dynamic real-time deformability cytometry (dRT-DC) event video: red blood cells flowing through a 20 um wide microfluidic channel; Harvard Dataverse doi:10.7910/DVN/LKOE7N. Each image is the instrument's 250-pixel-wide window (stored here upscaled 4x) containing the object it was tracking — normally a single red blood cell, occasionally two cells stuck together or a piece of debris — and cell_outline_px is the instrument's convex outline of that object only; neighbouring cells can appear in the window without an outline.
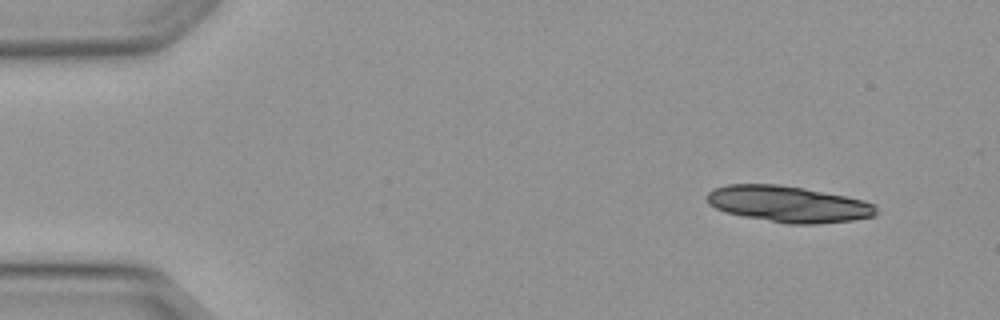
{"species": "Egyptian fruit bat (a non-hibernating species)", "species_latin": "Rousettus aegyptiacus", "temperature_condition": "warm", "stored_images_in_passage": 14, "camera_frame_rate_fps": 3000, "um_per_image_px": 0.085, "animal": {"sex": "female"}, "frame": {"image": 1, "passage_image": 1, "time_ms": 0.0, "image_size_px": [1000, 320], "cell_outline_px": [[876, 216], [852, 220], [816, 224], [788, 224], [744, 216], [724, 212], [708, 204], [708, 192], [712, 188], [728, 184], [776, 184], [804, 188], [864, 200], [876, 204]], "centroid_in_image_um": [67.01, 17.34], "position_along_channel_um": 18.0, "area_um2": 35.72}}